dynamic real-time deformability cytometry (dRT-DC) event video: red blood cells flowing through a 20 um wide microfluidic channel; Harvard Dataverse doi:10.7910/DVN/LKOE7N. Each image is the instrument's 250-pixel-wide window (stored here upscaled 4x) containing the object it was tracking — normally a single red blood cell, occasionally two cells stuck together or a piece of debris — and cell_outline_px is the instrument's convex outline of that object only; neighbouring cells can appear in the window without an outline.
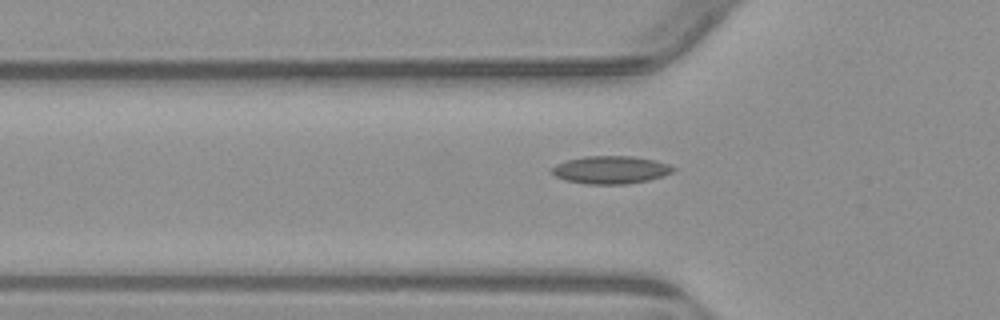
{"species": "common noctule bat (a hibernating species)", "species_latin": "Nyctalus noctula", "temperature_condition": "warm", "stored_images_in_passage": 43, "camera_frame_rate_fps": 3000, "um_per_image_px": 0.085, "animal": {"sex": "male", "body_mass_g": 23.1, "forearm_length_mm": 52.7}, "frame": {"image": 1, "passage_image": 14, "time_ms": 4.333, "image_size_px": [1000, 320], "cell_outline_px": [[676, 168], [672, 172], [664, 176], [648, 180], [624, 184], [588, 184], [564, 180], [548, 172], [556, 164], [568, 160], [584, 156], [632, 156], [656, 160], [668, 164]], "centroid_in_image_um": [51.9, 14.43], "position_along_channel_um": 73.9, "area_um2": 19.71}}
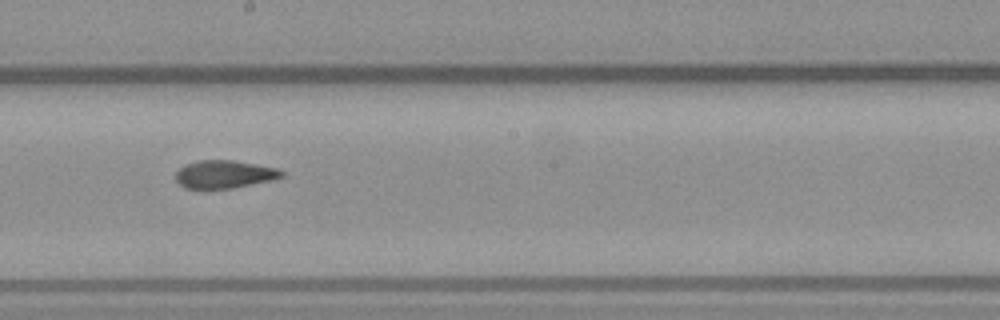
{"frame": {"image": 2, "passage_image": 26, "time_ms": 8.333, "image_size_px": [1000, 320], "cell_outline_px": [[284, 176], [272, 180], [232, 188], [184, 188], [176, 180], [176, 172], [184, 164], [200, 160], [232, 160], [256, 164], [276, 168], [284, 172]], "centroid_in_image_um": [19.06, 14.8], "position_along_channel_um": 229.1, "area_um2": 17.11}}
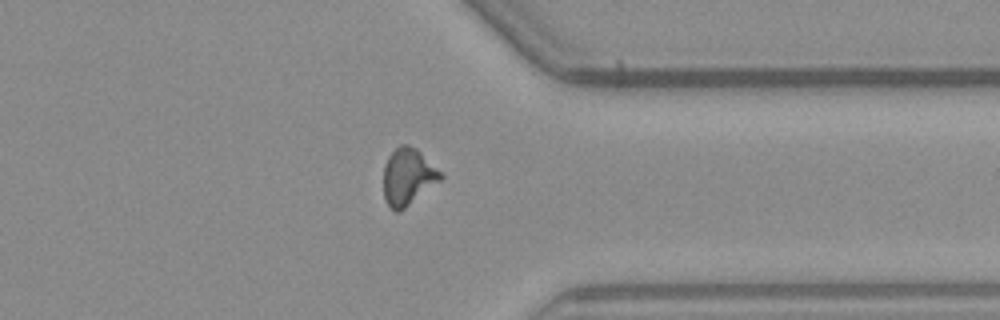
{"frame": {"image": 3, "passage_image": 38, "time_ms": 12.333, "image_size_px": [1000, 320], "cell_outline_px": [[444, 176], [440, 180], [400, 212], [396, 212], [384, 200], [384, 164], [388, 156], [400, 144], [408, 144], [416, 148]], "centroid_in_image_um": [34.64, 15.02], "position_along_channel_um": 376.8, "area_um2": 18.61}, "authors_computed_cell_mechanics": {"area_um2": 18.2648, "velocity_mm_per_s": 3.8464, "shape_relaxation_time_tau1_ms": null, "shape_relaxation_time_tau2_ms": 3.1083, "deformation_change_tau1": null, "deformation_change_tau2": 0.1084}}